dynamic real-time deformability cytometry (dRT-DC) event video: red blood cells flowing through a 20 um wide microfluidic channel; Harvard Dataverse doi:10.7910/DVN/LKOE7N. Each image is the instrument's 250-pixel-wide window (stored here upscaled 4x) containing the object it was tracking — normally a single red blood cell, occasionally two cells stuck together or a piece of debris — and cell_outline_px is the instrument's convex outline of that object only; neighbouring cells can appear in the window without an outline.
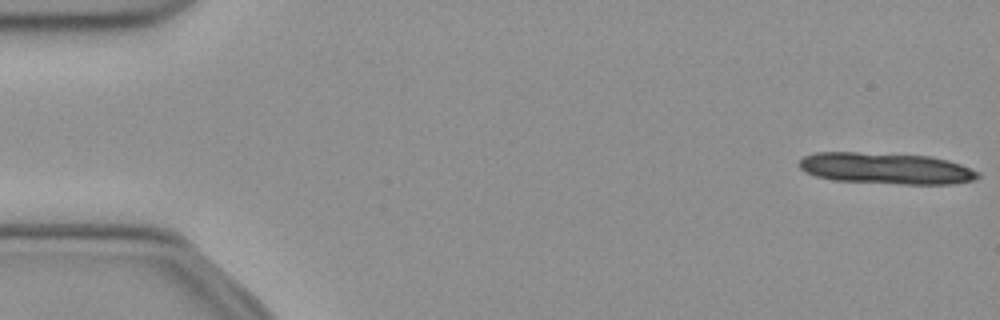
{"species": "common noctule bat (a hibernating species)", "species_latin": "Nyctalus noctula", "temperature_condition": "cold", "stored_images_in_passage": 13, "camera_frame_rate_fps": 3000, "um_per_image_px": 0.085, "animal": {"sex": "female", "body_mass_g": 21.9}, "frame": {"image": 1, "passage_image": 1, "time_ms": 0.0, "image_size_px": [1000, 320], "cell_outline_px": [[980, 176], [976, 180], [952, 184], [904, 184], [832, 180], [816, 176], [804, 172], [796, 164], [804, 156], [816, 152], [856, 152], [928, 156], [948, 160], [960, 164], [980, 172]], "centroid_in_image_um": [75.3, 14.32], "position_along_channel_um": 9.7, "area_um2": 32.77}}